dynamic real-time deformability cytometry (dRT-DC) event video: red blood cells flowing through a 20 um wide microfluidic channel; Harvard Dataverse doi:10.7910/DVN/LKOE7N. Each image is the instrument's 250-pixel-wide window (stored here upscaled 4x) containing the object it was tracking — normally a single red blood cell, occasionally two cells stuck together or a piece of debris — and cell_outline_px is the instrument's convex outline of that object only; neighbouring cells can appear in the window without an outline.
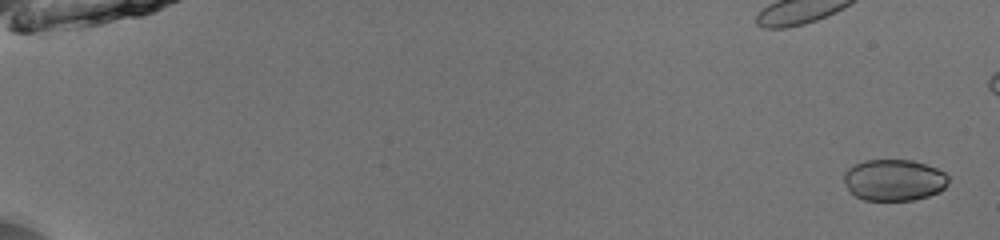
{"species": "common noctule bat (a hibernating species)", "species_latin": "Nyctalus noctula", "temperature_condition": "room temperature", "stored_images_in_passage": 52, "camera_frame_rate_fps": 3000, "um_per_image_px": 0.085, "animal": {"sex": "male", "body_mass_g": 13.0, "forearm_length_mm": 53.1}, "frame": {"image": 1, "passage_image": 2, "time_ms": 0.333, "image_size_px": [1000, 240], "cell_outline_px": [[948, 184], [940, 192], [928, 196], [912, 200], [864, 200], [848, 192], [844, 180], [844, 172], [848, 168], [864, 160], [912, 160], [936, 168], [944, 172], [948, 176]], "centroid_in_image_um": [75.98, 15.31], "position_along_channel_um": 9.0, "area_um2": 25.32}}
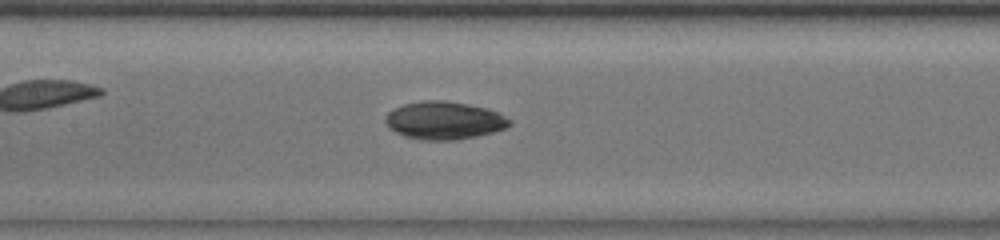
{"frame": {"image": 2, "passage_image": 28, "time_ms": 9.0, "image_size_px": [1000, 240], "cell_outline_px": [[512, 124], [508, 128], [476, 136], [456, 140], [420, 140], [404, 136], [388, 128], [384, 120], [384, 116], [392, 108], [404, 104], [424, 100], [444, 100], [468, 104], [488, 108], [500, 112], [512, 120]], "centroid_in_image_um": [37.76, 10.23], "position_along_channel_um": 169.6, "area_um2": 27.86}}
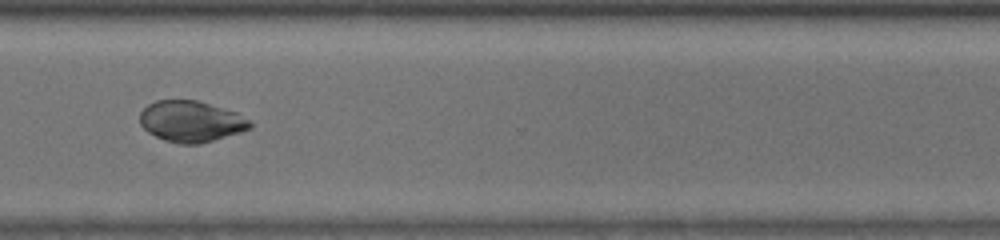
{"frame": {"image": 3, "passage_image": 42, "time_ms": 13.667, "image_size_px": [1000, 240], "cell_outline_px": [[252, 128], [240, 132], [200, 144], [180, 144], [164, 140], [148, 132], [140, 124], [140, 112], [148, 104], [156, 100], [196, 100], [236, 112], [248, 120], [252, 124]], "centroid_in_image_um": [16.22, 10.32], "position_along_channel_um": 354.4, "area_um2": 26.24}}